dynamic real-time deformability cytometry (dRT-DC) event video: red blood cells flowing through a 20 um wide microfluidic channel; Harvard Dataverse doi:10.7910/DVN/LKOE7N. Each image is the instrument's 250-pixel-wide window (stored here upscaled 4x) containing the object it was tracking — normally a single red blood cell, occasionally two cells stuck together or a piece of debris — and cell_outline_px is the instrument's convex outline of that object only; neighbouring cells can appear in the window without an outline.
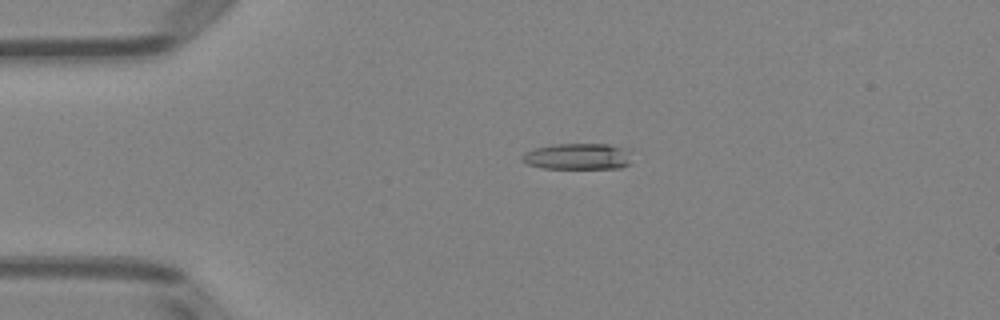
{"species": "Egyptian fruit bat (a non-hibernating species)", "species_latin": "Rousettus aegyptiacus", "temperature_condition": "room temperature", "stored_images_in_passage": 4, "camera_frame_rate_fps": 3000, "um_per_image_px": 0.085, "animal": {"sex": "female"}, "frame": {"image": 1, "passage_image": 3, "time_ms": 3.333, "image_size_px": [1000, 320], "cell_outline_px": [[632, 164], [620, 168], [544, 168], [528, 164], [520, 160], [520, 156], [524, 152], [532, 148], [552, 144], [608, 144], [632, 148]], "centroid_in_image_um": [49.18, 13.28], "position_along_channel_um": 35.8, "area_um2": 17.4}}